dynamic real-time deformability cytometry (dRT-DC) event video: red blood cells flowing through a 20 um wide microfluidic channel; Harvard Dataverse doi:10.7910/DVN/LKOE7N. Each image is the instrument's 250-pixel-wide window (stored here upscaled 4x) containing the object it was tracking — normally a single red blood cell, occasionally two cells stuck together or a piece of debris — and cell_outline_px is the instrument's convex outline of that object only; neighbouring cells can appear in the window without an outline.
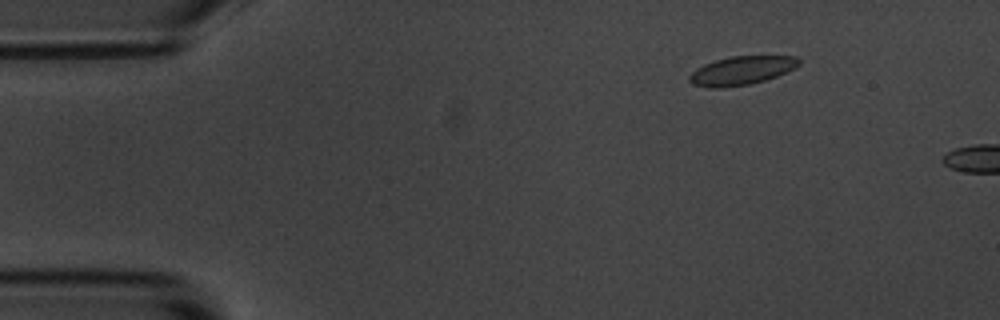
{"species": "common noctule bat (a hibernating species)", "species_latin": "Nyctalus noctula", "temperature_condition": "room temperature", "stored_images_in_passage": 4, "camera_frame_rate_fps": 3000, "um_per_image_px": 0.085, "animal": {"sex": "male", "body_mass_g": 20.1, "forearm_length_mm": 53.5}, "frame": {"image": 1, "passage_image": 3, "time_ms": 2.0, "image_size_px": [1000, 320], "cell_outline_px": [[800, 64], [776, 76], [764, 80], [748, 84], [724, 88], [708, 88], [692, 84], [688, 80], [688, 76], [696, 68], [704, 64], [716, 60], [732, 56], [796, 56], [800, 60]], "centroid_in_image_um": [62.97, 6.0], "position_along_channel_um": 22.0, "area_um2": 18.15}}